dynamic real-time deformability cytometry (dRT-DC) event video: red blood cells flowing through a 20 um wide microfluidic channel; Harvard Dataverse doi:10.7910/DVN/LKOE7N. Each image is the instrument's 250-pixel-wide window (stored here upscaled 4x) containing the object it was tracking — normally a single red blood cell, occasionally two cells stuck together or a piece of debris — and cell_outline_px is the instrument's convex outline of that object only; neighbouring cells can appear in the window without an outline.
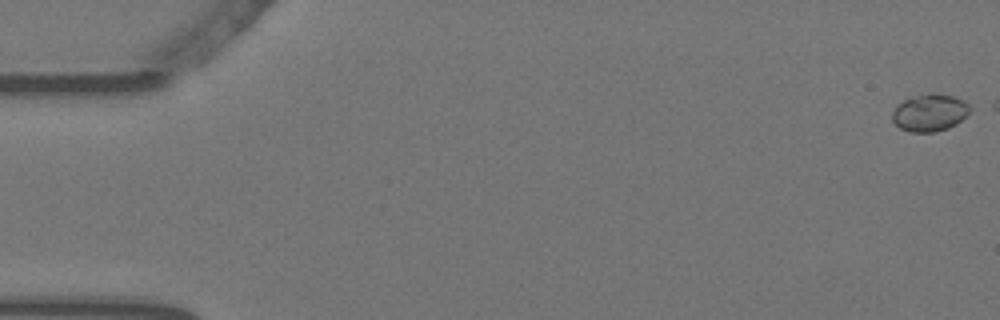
{"species": "Egyptian fruit bat (a non-hibernating species)", "species_latin": "Rousettus aegyptiacus", "temperature_condition": "warm", "stored_images_in_passage": 48, "camera_frame_rate_fps": 3000, "um_per_image_px": 0.085, "animal": {"sex": "female"}, "frame": {"image": 1, "passage_image": 1, "time_ms": 0.0, "image_size_px": [1000, 320], "cell_outline_px": [[976, 108], [956, 124], [948, 128], [936, 132], [912, 132], [900, 128], [892, 120], [892, 112], [896, 104], [904, 100], [916, 96], [952, 96], [964, 100]], "centroid_in_image_um": [79.07, 9.62], "position_along_channel_um": 5.9, "area_um2": 16.65}}
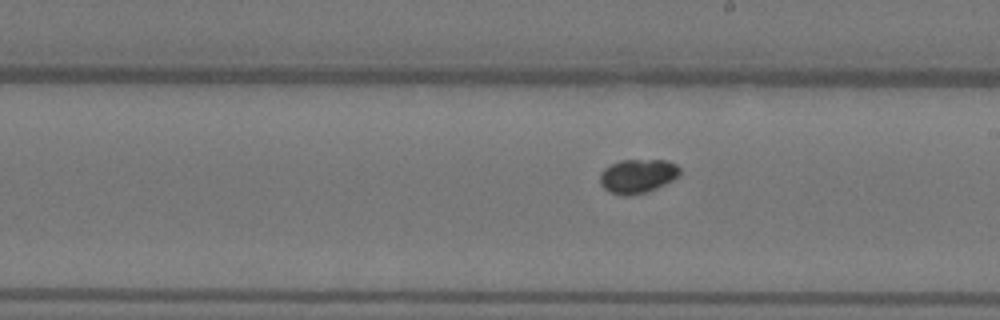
{"frame": {"image": 2, "passage_image": 33, "time_ms": 10.667, "image_size_px": [1000, 320], "cell_outline_px": [[680, 172], [672, 180], [648, 192], [628, 196], [624, 196], [612, 192], [604, 188], [600, 184], [600, 172], [604, 168], [620, 160], [668, 160], [676, 164], [680, 168]], "centroid_in_image_um": [54.18, 14.96], "position_along_channel_um": 234.8, "area_um2": 15.78}}
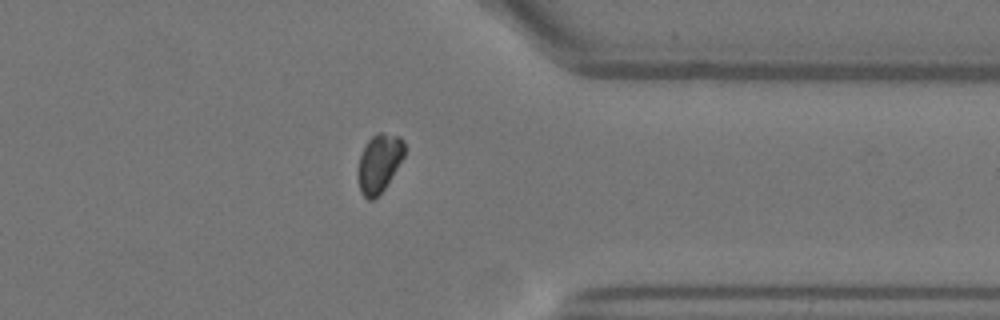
{"frame": {"image": 3, "passage_image": 46, "time_ms": 15.0, "image_size_px": [1000, 320], "cell_outline_px": [[404, 156], [384, 188], [372, 200], [368, 200], [360, 192], [356, 176], [360, 156], [364, 144], [376, 132], [384, 132], [400, 136], [404, 140]], "centroid_in_image_um": [32.19, 13.83], "position_along_channel_um": 379.2, "area_um2": 15.9}}